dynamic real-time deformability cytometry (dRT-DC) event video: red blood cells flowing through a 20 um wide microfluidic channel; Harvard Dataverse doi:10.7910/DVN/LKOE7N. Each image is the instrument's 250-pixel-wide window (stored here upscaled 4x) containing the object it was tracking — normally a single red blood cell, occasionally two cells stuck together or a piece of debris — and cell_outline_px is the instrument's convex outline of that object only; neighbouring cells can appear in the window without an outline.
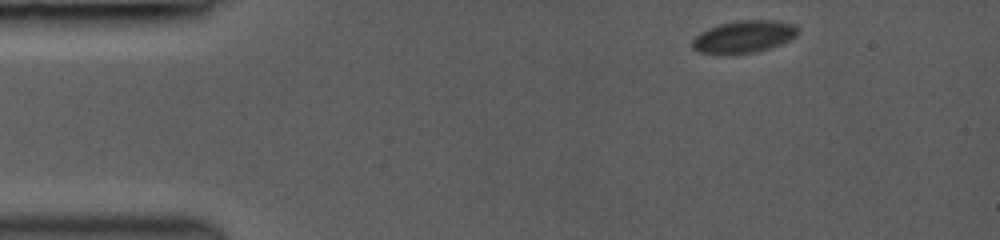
{"species": "common noctule bat (a hibernating species)", "species_latin": "Nyctalus noctula", "temperature_condition": "room temperature", "stored_images_in_passage": 7, "camera_frame_rate_fps": 3000, "um_per_image_px": 0.085, "animal": {"sex": "female", "body_mass_g": 19.0, "forearm_length_mm": 53.3}, "frame": {"image": 1, "passage_image": 1, "time_ms": 0.0, "image_size_px": [1000, 240], "cell_outline_px": [[796, 36], [780, 44], [756, 52], [720, 56], [696, 52], [692, 48], [692, 40], [700, 32], [708, 28], [720, 24], [740, 20], [780, 20], [796, 24]], "centroid_in_image_um": [63.16, 3.14], "position_along_channel_um": 21.8, "area_um2": 20.23}}
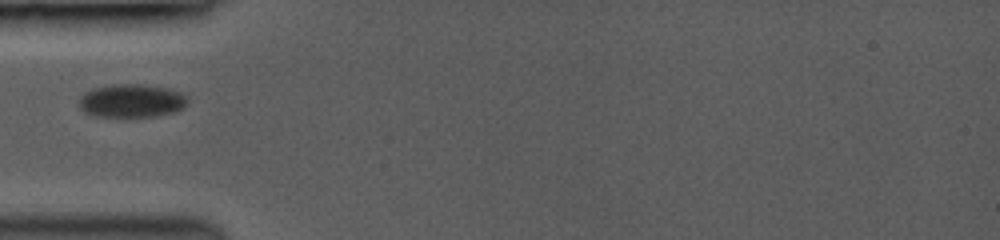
{"frame": {"image": 2, "passage_image": 5, "time_ms": 3.333, "image_size_px": [1000, 240], "cell_outline_px": [[188, 104], [184, 108], [176, 112], [156, 116], [92, 116], [84, 112], [80, 108], [80, 96], [84, 92], [92, 88], [116, 84], [140, 84], [168, 88], [180, 92], [188, 96]], "centroid_in_image_um": [11.21, 8.56], "position_along_channel_um": 73.8, "area_um2": 21.27}}
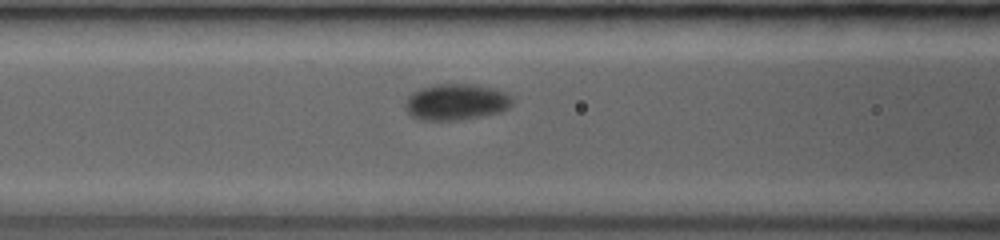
{"frame": {"image": 3, "passage_image": 7, "time_ms": 4.667, "image_size_px": [1000, 240], "cell_outline_px": [[512, 104], [508, 108], [500, 112], [460, 120], [416, 120], [404, 108], [404, 104], [408, 96], [412, 92], [420, 88], [432, 84], [472, 84], [492, 88], [504, 92], [512, 96]], "centroid_in_image_um": [38.73, 8.67], "position_along_channel_um": 127.9, "area_um2": 22.77}}